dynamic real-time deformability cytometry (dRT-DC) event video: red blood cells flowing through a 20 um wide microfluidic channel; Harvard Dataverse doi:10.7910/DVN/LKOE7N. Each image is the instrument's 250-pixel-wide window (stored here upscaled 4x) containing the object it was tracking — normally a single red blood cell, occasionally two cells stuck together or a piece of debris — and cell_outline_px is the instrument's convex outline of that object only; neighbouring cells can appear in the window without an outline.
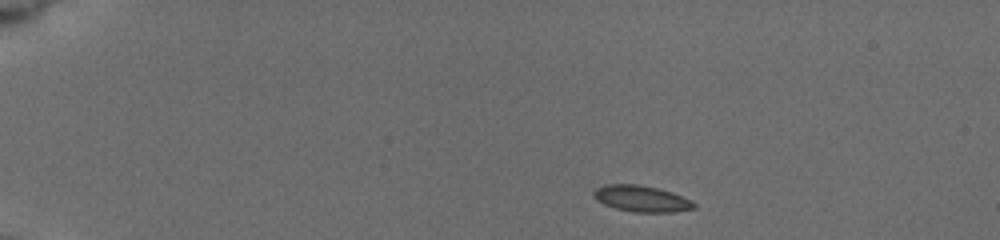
{"species": "common noctule bat (a hibernating species)", "species_latin": "Nyctalus noctula", "temperature_condition": "cold", "stored_images_in_passage": 8, "camera_frame_rate_fps": 3000, "um_per_image_px": 0.085, "animal": {"sex": "female", "body_mass_g": 19.5, "forearm_length_mm": 54.1}, "frame": {"image": 1, "passage_image": 1, "time_ms": 0.0, "image_size_px": [1000, 240], "cell_outline_px": [[696, 208], [672, 212], [632, 212], [616, 208], [604, 204], [596, 200], [592, 196], [592, 192], [596, 188], [604, 184], [636, 184], [656, 188], [672, 192], [692, 200], [696, 204]], "centroid_in_image_um": [54.51, 16.88], "position_along_channel_um": 30.5, "area_um2": 15.43}}
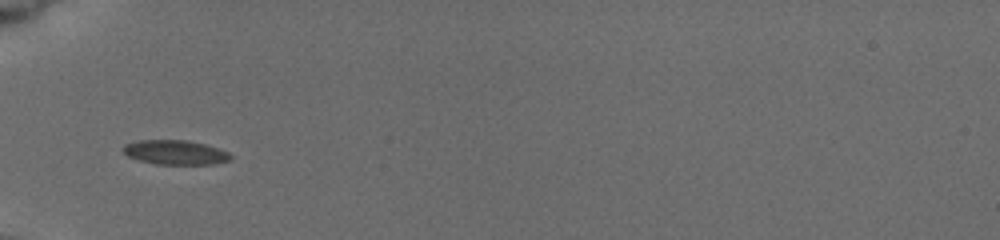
{"frame": {"image": 2, "passage_image": 7, "time_ms": 3.333, "image_size_px": [1000, 240], "cell_outline_px": [[232, 160], [216, 164], [156, 164], [140, 160], [128, 156], [120, 148], [124, 144], [140, 140], [188, 140], [204, 144], [228, 152], [232, 156]], "centroid_in_image_um": [14.9, 12.95], "position_along_channel_um": 70.1, "area_um2": 15.32}}